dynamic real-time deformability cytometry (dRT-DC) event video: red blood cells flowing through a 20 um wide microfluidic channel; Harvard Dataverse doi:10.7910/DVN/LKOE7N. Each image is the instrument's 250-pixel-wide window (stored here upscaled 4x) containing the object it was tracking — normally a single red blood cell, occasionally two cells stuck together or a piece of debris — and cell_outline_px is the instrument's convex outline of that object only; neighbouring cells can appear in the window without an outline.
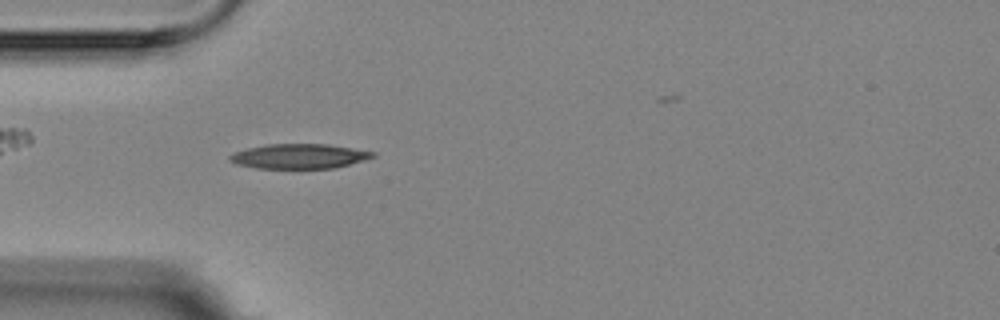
{"species": "Egyptian fruit bat (a non-hibernating species)", "species_latin": "Rousettus aegyptiacus", "temperature_condition": "room temperature", "stored_images_in_passage": 3, "camera_frame_rate_fps": 3000, "um_per_image_px": 0.085, "animal": {"sex": "female"}, "frame": {"image": 1, "passage_image": 2, "time_ms": 1.333, "image_size_px": [1000, 320], "cell_outline_px": [[376, 156], [364, 160], [336, 168], [256, 168], [236, 164], [228, 160], [228, 156], [232, 152], [248, 148], [268, 144], [328, 144], [376, 152]], "centroid_in_image_um": [25.41, 13.28], "position_along_channel_um": 59.6, "area_um2": 20.69}}
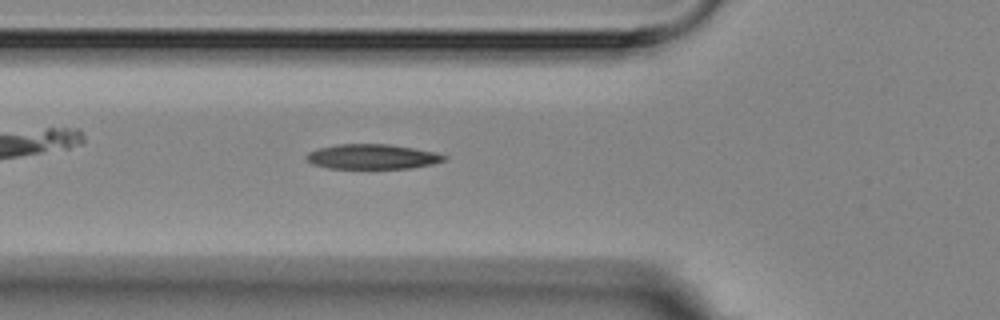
{"frame": {"image": 2, "passage_image": 3, "time_ms": 2.333, "image_size_px": [1000, 320], "cell_outline_px": [[448, 156], [444, 160], [432, 164], [412, 168], [328, 168], [312, 164], [304, 156], [308, 152], [316, 148], [336, 144], [388, 144], [436, 152]], "centroid_in_image_um": [31.61, 13.31], "position_along_channel_um": 94.2, "area_um2": 20.0}}